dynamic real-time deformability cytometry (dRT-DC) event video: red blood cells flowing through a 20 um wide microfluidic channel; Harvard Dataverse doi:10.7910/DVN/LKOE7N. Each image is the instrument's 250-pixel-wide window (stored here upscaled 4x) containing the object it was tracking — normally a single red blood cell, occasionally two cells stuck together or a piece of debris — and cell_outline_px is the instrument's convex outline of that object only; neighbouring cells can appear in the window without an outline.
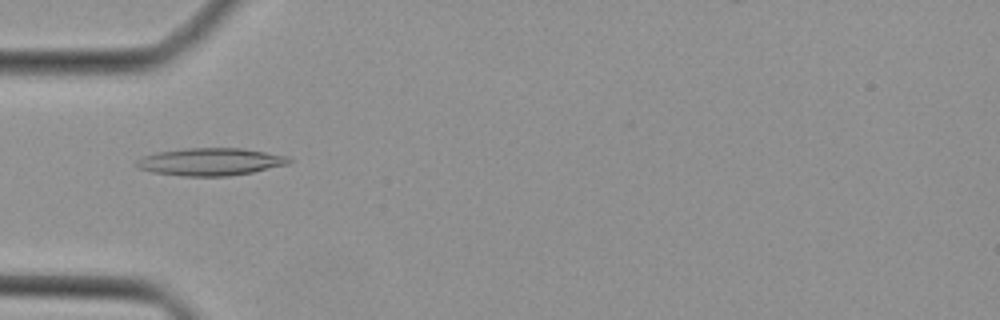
{"species": "Egyptian fruit bat (a non-hibernating species)", "species_latin": "Rousettus aegyptiacus", "temperature_condition": "cold", "stored_images_in_passage": 41, "camera_frame_rate_fps": 3000, "um_per_image_px": 0.085, "animal": {"sex": "female"}, "frame": {"image": 1, "passage_image": 10, "time_ms": 3.0, "image_size_px": [1000, 320], "cell_outline_px": [[292, 160], [288, 164], [252, 172], [228, 176], [180, 176], [152, 172], [136, 168], [132, 164], [136, 160], [144, 156], [156, 152], [184, 148], [244, 148], [288, 156]], "centroid_in_image_um": [17.83, 13.75], "position_along_channel_um": 67.2, "area_um2": 24.68}}
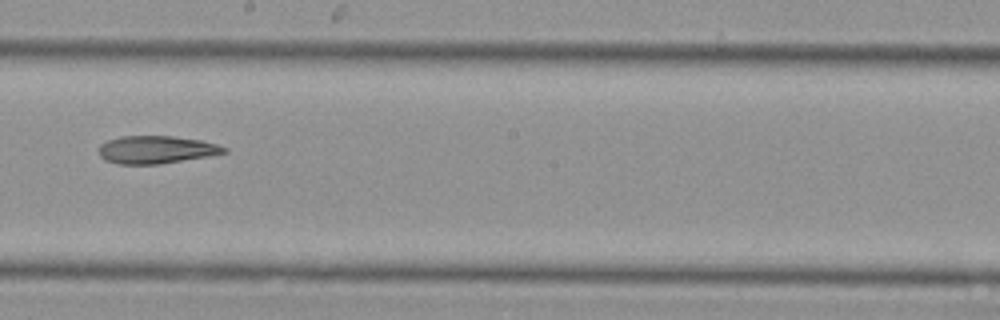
{"frame": {"image": 2, "passage_image": 21, "time_ms": 6.667, "image_size_px": [1000, 320], "cell_outline_px": [[228, 152], [208, 156], [160, 164], [120, 164], [104, 160], [100, 156], [100, 144], [108, 140], [120, 136], [172, 136], [200, 140], [216, 144], [228, 148]], "centroid_in_image_um": [13.28, 12.72], "position_along_channel_um": 234.9, "area_um2": 20.17}}
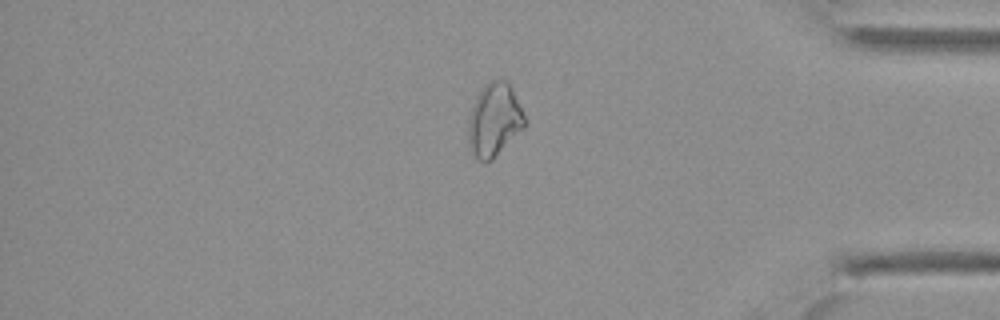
{"frame": {"image": 3, "passage_image": 33, "time_ms": 10.667, "image_size_px": [1000, 320], "cell_outline_px": [[524, 128], [492, 160], [484, 164], [472, 152], [468, 144], [468, 120], [472, 104], [480, 88], [488, 80], [496, 76], [508, 80], [512, 88], [524, 116]], "centroid_in_image_um": [41.98, 10.14], "position_along_channel_um": 393.2, "area_um2": 24.45}}